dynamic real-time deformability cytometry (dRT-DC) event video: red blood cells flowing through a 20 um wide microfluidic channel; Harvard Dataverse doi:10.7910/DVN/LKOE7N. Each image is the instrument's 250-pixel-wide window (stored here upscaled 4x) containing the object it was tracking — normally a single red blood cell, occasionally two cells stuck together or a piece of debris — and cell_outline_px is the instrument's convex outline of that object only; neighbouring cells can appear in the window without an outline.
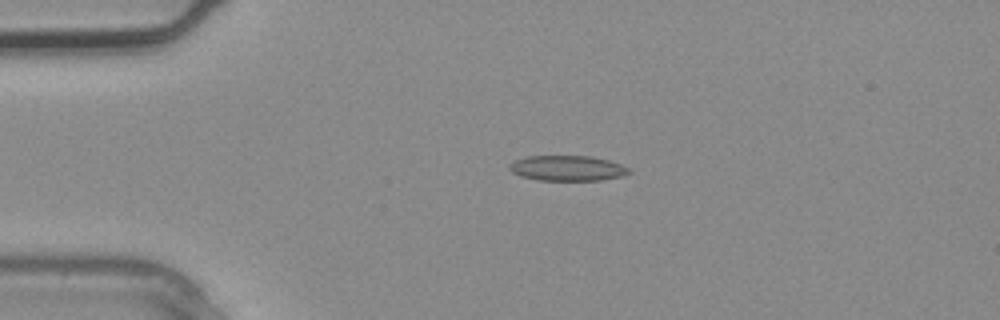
{"species": "common noctule bat (a hibernating species)", "species_latin": "Nyctalus noctula", "temperature_condition": "warm", "stored_images_in_passage": 3, "camera_frame_rate_fps": 3000, "um_per_image_px": 0.085, "animal": {"sex": "male", "body_mass_g": 20.4}, "frame": {"image": 1, "passage_image": 2, "time_ms": 0.333, "image_size_px": [1000, 320], "cell_outline_px": [[632, 172], [624, 176], [600, 180], [536, 180], [520, 176], [512, 172], [508, 168], [508, 164], [516, 160], [528, 156], [592, 156], [608, 160], [620, 164], [628, 168]], "centroid_in_image_um": [48.22, 14.3], "position_along_channel_um": 36.8, "area_um2": 17.69}}